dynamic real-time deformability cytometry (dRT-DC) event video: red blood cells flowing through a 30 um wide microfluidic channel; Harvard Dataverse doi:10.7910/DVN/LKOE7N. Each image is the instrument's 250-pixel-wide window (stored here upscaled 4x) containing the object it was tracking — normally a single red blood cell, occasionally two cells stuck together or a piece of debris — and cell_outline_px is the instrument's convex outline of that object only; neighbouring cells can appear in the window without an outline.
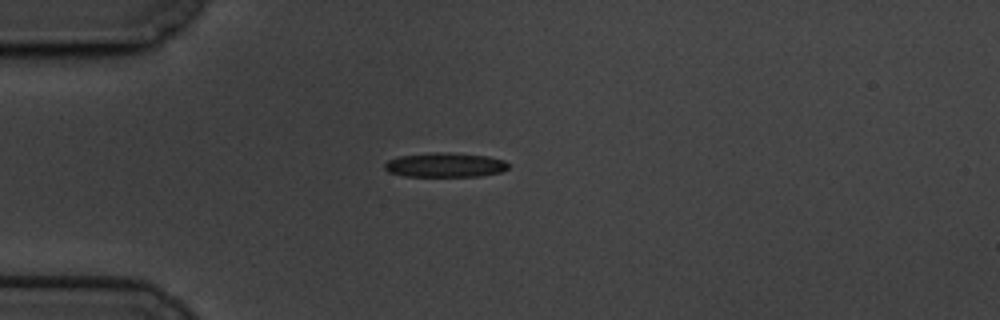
{"species": "common noctule bat (a hibernating species)", "species_latin": "Nyctalus noctula", "temperature_condition": "cold", "stored_images_in_passage": 45, "camera_frame_rate_fps": 3000, "um_per_image_px": 0.085, "animal": {"sex": "male", "body_mass_g": 19.5, "forearm_length_mm": 54.6}, "frame": {"image": 1, "passage_image": 1, "time_ms": 0.0, "image_size_px": [1000, 320], "cell_outline_px": [[508, 168], [500, 172], [480, 176], [404, 176], [388, 172], [384, 168], [384, 164], [388, 160], [396, 156], [432, 152], [448, 152], [488, 156], [504, 160], [508, 164]], "centroid_in_image_um": [37.79, 14.01], "position_along_channel_um": 47.2, "area_um2": 17.74}}
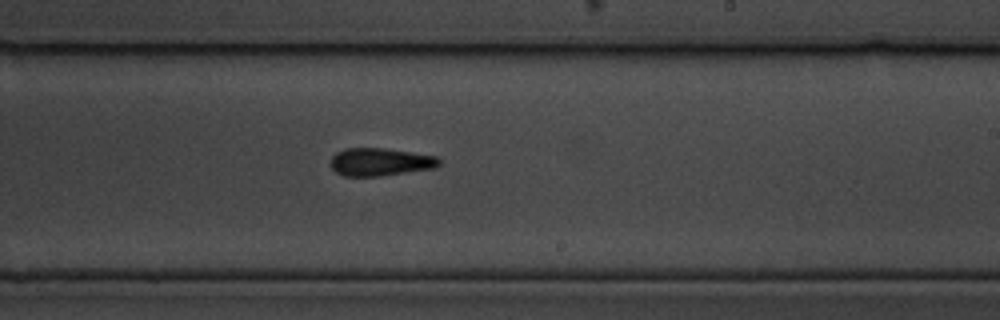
{"frame": {"image": 2, "passage_image": 21, "time_ms": 6.667, "image_size_px": [1000, 320], "cell_outline_px": [[440, 164], [436, 168], [380, 176], [344, 176], [336, 172], [332, 168], [332, 156], [336, 152], [344, 148], [384, 148], [436, 156], [440, 160]], "centroid_in_image_um": [32.32, 13.76], "position_along_channel_um": 256.7, "area_um2": 17.57}}
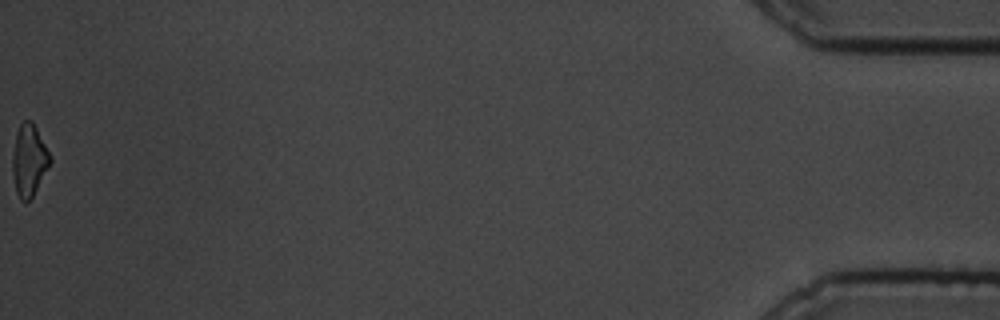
{"frame": {"image": 3, "passage_image": 45, "time_ms": 14.667, "image_size_px": [1000, 320], "cell_outline_px": [[52, 160], [48, 168], [32, 196], [24, 204], [20, 200], [16, 192], [12, 172], [12, 156], [16, 132], [20, 124], [24, 120], [32, 120], [52, 156]], "centroid_in_image_um": [2.47, 13.61], "position_along_channel_um": 432.7, "area_um2": 15.84}, "authors_computed_cell_mechanics": {"area_um2": 17.2822, "velocity_mm_per_s": 3.3984, "shape_relaxation_time_tau1_ms": 4.1614, "shape_relaxation_time_tau2_ms": null, "deformation_change_tau1": 0.1174, "deformation_change_tau2": null}}